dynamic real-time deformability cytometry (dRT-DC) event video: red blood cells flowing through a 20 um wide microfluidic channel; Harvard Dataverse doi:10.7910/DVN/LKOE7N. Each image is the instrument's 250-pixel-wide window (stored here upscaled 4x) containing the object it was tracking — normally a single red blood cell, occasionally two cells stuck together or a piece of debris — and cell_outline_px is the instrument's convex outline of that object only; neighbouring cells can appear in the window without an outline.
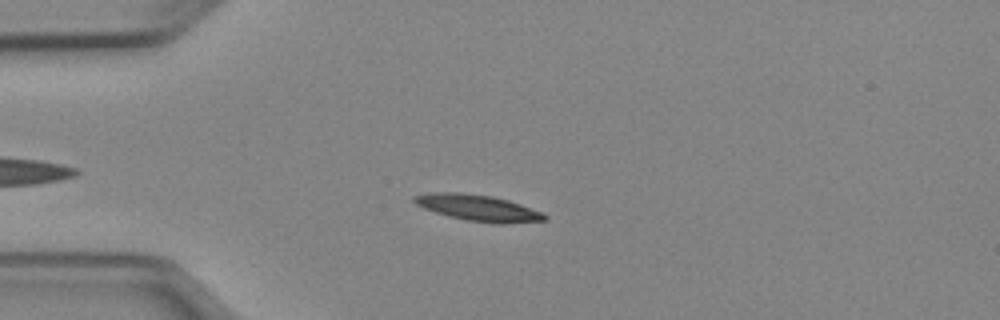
{"species": "Egyptian fruit bat (a non-hibernating species)", "species_latin": "Rousettus aegyptiacus", "temperature_condition": "cold", "stored_images_in_passage": 46, "camera_frame_rate_fps": 3000, "um_per_image_px": 0.085, "animal": {"sex": "female"}, "frame": {"image": 1, "passage_image": 8, "time_ms": 2.333, "image_size_px": [1000, 320], "cell_outline_px": [[548, 220], [504, 224], [496, 224], [464, 220], [448, 216], [424, 208], [416, 204], [412, 200], [412, 196], [428, 192], [460, 192], [492, 196], [508, 200], [544, 212], [548, 216]], "centroid_in_image_um": [40.65, 17.67], "position_along_channel_um": 44.3, "area_um2": 20.23}}
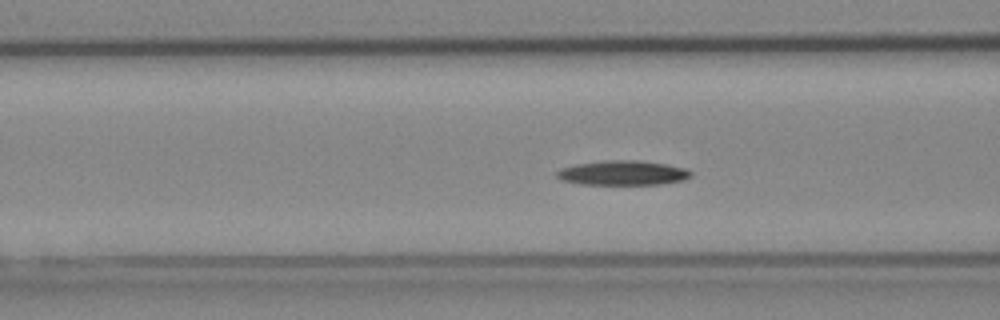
{"frame": {"image": 2, "passage_image": 15, "time_ms": 4.667, "image_size_px": [1000, 320], "cell_outline_px": [[692, 176], [684, 180], [660, 184], [580, 184], [564, 180], [556, 176], [556, 172], [560, 168], [576, 164], [604, 160], [640, 160], [668, 164], [684, 168], [692, 172]], "centroid_in_image_um": [52.96, 14.68], "position_along_channel_um": 113.6, "area_um2": 19.25}}
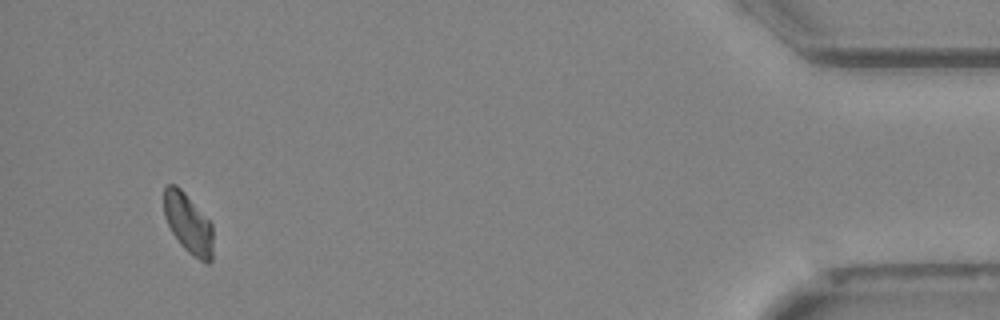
{"frame": {"image": 3, "passage_image": 44, "time_ms": 14.333, "image_size_px": [1000, 320], "cell_outline_px": [[212, 260], [208, 264], [200, 260], [188, 252], [180, 244], [172, 232], [164, 216], [164, 188], [168, 184], [176, 184], [184, 192], [212, 224]], "centroid_in_image_um": [15.99, 19.0], "position_along_channel_um": 419.2, "area_um2": 16.99}}